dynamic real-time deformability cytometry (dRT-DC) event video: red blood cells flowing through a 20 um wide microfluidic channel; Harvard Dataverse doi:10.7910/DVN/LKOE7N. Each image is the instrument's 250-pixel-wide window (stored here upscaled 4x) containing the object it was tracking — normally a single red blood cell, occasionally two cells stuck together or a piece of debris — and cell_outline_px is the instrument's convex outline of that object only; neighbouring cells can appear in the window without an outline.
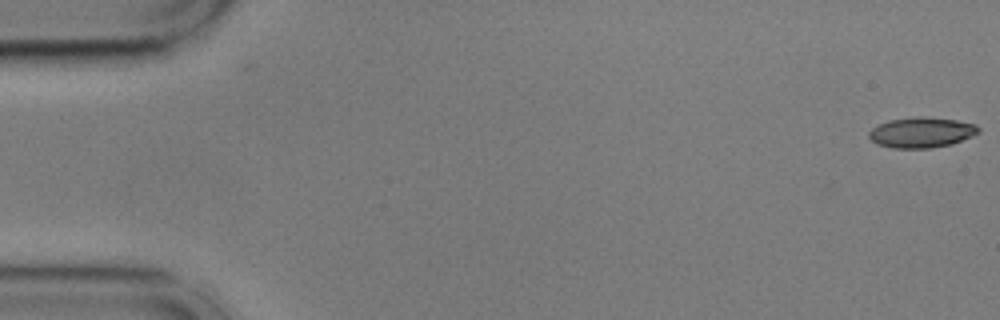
{"species": "common noctule bat (a hibernating species)", "species_latin": "Nyctalus noctula", "temperature_condition": "cold", "stored_images_in_passage": 22, "camera_frame_rate_fps": 3000, "um_per_image_px": 0.085, "animal": {"sex": "male", "body_mass_g": 17.9, "forearm_length_mm": 54.2}, "frame": {"image": 1, "passage_image": 1, "time_ms": 0.0, "image_size_px": [1000, 320], "cell_outline_px": [[980, 132], [972, 136], [952, 144], [932, 148], [892, 148], [876, 144], [868, 136], [868, 132], [872, 128], [888, 120], [920, 116], [956, 120], [976, 124], [980, 128]], "centroid_in_image_um": [78.33, 11.26], "position_along_channel_um": 6.7, "area_um2": 19.48}}
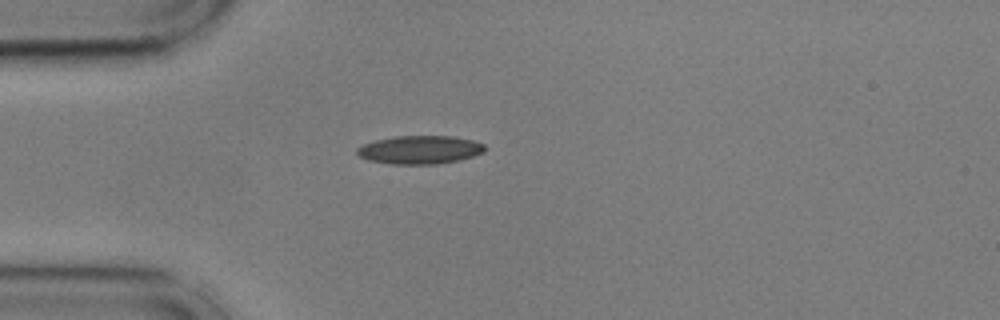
{"frame": {"image": 2, "passage_image": 15, "time_ms": 4.667, "image_size_px": [1000, 320], "cell_outline_px": [[484, 152], [460, 160], [436, 164], [392, 164], [368, 160], [360, 156], [356, 152], [356, 148], [364, 144], [376, 140], [396, 136], [452, 136], [472, 140], [484, 144]], "centroid_in_image_um": [35.68, 12.73], "position_along_channel_um": 49.3, "area_um2": 20.98}}